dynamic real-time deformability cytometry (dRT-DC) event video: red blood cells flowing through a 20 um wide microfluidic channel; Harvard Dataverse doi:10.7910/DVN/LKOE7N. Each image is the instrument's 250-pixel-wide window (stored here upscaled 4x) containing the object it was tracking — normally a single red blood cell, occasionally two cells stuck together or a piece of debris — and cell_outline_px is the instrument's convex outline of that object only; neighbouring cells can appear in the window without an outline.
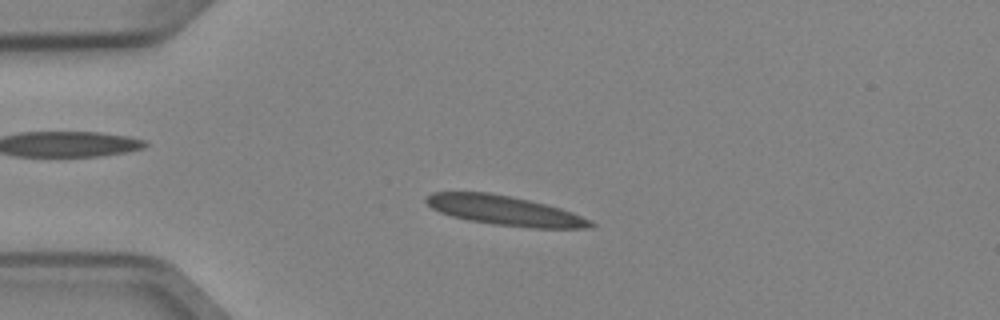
{"species": "Egyptian fruit bat (a non-hibernating species)", "species_latin": "Rousettus aegyptiacus", "temperature_condition": "cold", "stored_images_in_passage": 41, "camera_frame_rate_fps": 3000, "um_per_image_px": 0.085, "animal": {"sex": "female"}, "frame": {"image": 1, "passage_image": 2, "time_ms": 0.333, "image_size_px": [1000, 320], "cell_outline_px": [[596, 224], [588, 228], [532, 228], [492, 224], [468, 220], [452, 216], [440, 212], [432, 208], [424, 200], [432, 192], [488, 192], [528, 200], [560, 208], [572, 212], [592, 220]], "centroid_in_image_um": [42.91, 17.9], "position_along_channel_um": 42.1, "area_um2": 28.15}}
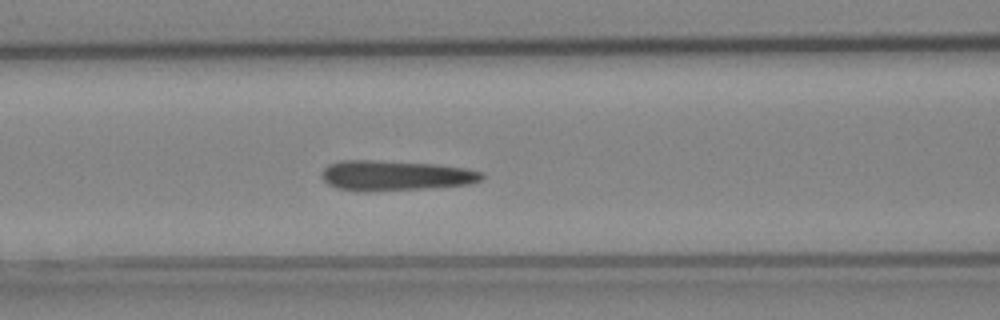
{"frame": {"image": 2, "passage_image": 11, "time_ms": 3.333, "image_size_px": [1000, 320], "cell_outline_px": [[484, 180], [472, 184], [424, 188], [368, 192], [364, 192], [336, 188], [328, 184], [324, 180], [324, 168], [328, 164], [340, 160], [376, 160], [436, 164], [468, 168], [484, 172]], "centroid_in_image_um": [33.66, 14.92], "position_along_channel_um": 132.9, "area_um2": 28.44}}
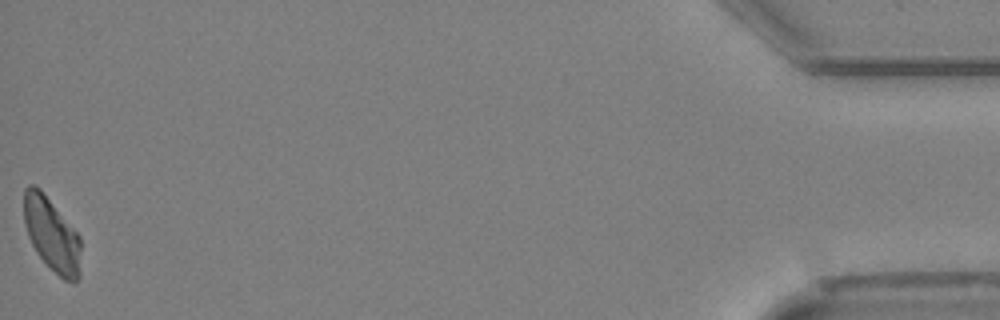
{"frame": {"image": 3, "passage_image": 41, "time_ms": 13.333, "image_size_px": [1000, 320], "cell_outline_px": [[80, 276], [76, 280], [64, 280], [36, 252], [28, 236], [24, 220], [24, 188], [28, 184], [32, 184], [40, 188], [80, 236]], "centroid_in_image_um": [4.39, 19.89], "position_along_channel_um": 430.8, "area_um2": 24.1}, "authors_computed_cell_mechanics": {"area_um2": 26.9348, "velocity_mm_per_s": 3.9237, "shape_relaxation_time_tau1_ms": 10.599, "shape_relaxation_time_tau2_ms": 3.5785, "deformation_change_tau1": 0.1978, "deformation_change_tau2": 0.112}}